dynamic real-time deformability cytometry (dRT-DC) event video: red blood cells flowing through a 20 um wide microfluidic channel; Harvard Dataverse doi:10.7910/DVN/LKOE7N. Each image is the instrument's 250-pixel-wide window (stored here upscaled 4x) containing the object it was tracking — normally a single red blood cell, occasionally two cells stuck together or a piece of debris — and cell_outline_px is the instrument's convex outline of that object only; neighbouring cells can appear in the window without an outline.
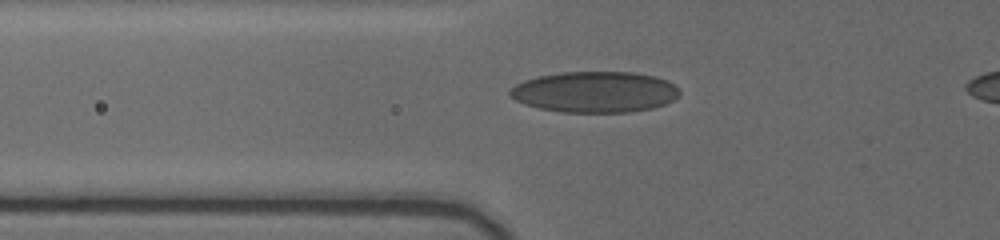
{"species": "human", "species_latin": "Homo sapiens", "temperature_condition": "cold", "stored_images_in_passage": 28, "camera_frame_rate_fps": 3000, "um_per_image_px": 0.085, "donor": {"sex": "female"}, "frame": {"image": 1, "passage_image": 2, "time_ms": 0.667, "image_size_px": [1000, 240], "cell_outline_px": [[680, 96], [664, 104], [652, 108], [628, 112], [560, 112], [540, 108], [524, 104], [516, 100], [508, 92], [516, 84], [524, 80], [540, 76], [560, 72], [632, 72], [656, 76], [668, 80], [680, 92]], "centroid_in_image_um": [50.57, 7.81], "position_along_channel_um": 75.2, "area_um2": 40.4}}
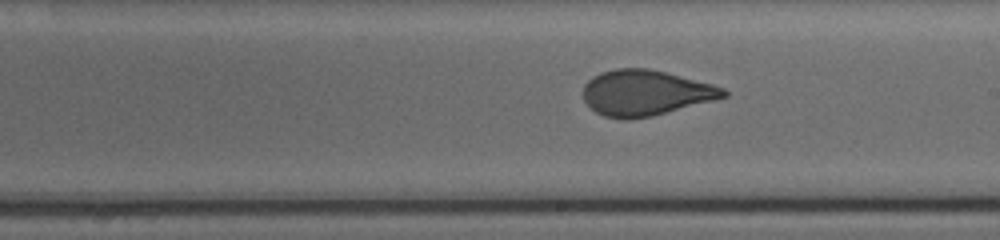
{"frame": {"image": 2, "passage_image": 16, "time_ms": 5.0, "image_size_px": [1000, 240], "cell_outline_px": [[728, 96], [652, 116], [624, 120], [604, 116], [596, 112], [584, 100], [584, 84], [592, 76], [600, 72], [616, 68], [648, 68], [712, 84], [724, 88], [728, 92]], "centroid_in_image_um": [54.84, 7.89], "position_along_channel_um": 234.2, "area_um2": 36.99}}
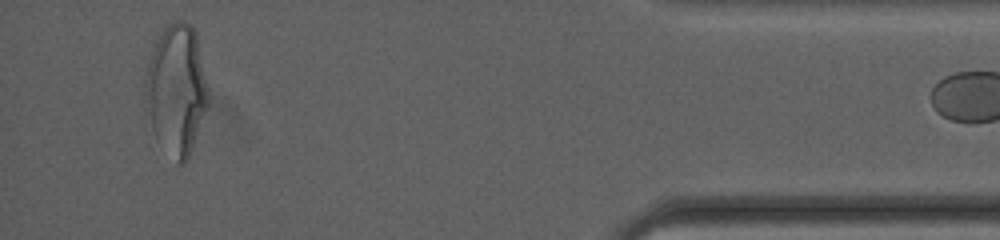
{"frame": {"image": 3, "passage_image": 27, "time_ms": 11.333, "image_size_px": [1000, 240], "cell_outline_px": [[208, 104], [188, 160], [184, 164], [176, 164], [156, 140], [152, 128], [144, 92], [144, 80], [148, 60], [156, 40], [164, 28], [172, 20], [180, 20], [192, 24], [196, 32], [208, 92]], "centroid_in_image_um": [14.98, 7.63], "position_along_channel_um": 420.2, "area_um2": 47.92}}